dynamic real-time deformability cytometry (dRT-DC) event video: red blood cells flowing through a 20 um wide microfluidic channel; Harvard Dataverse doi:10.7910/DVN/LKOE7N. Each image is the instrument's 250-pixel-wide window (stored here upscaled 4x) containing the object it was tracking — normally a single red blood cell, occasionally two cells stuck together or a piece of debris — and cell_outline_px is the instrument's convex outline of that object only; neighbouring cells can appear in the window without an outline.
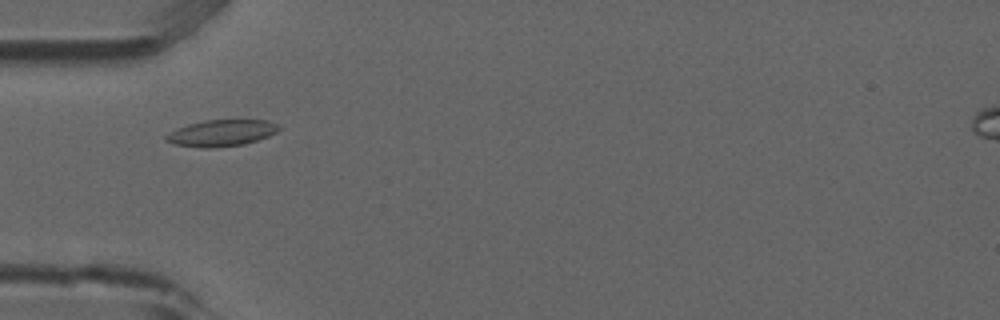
{"species": "common noctule bat (a hibernating species)", "species_latin": "Nyctalus noctula", "temperature_condition": "room temperature", "stored_images_in_passage": 3, "camera_frame_rate_fps": 3000, "um_per_image_px": 0.085, "animal": {"sex": "male", "forearm_length_mm": 52.5}, "frame": {"image": 1, "passage_image": 1, "time_ms": 0.0, "image_size_px": [1000, 320], "cell_outline_px": [[280, 128], [276, 132], [268, 136], [244, 144], [212, 148], [204, 148], [176, 144], [164, 140], [164, 136], [168, 132], [176, 128], [188, 124], [204, 120], [268, 120], [276, 124]], "centroid_in_image_um": [18.78, 11.3], "position_along_channel_um": 66.2, "area_um2": 17.34}}
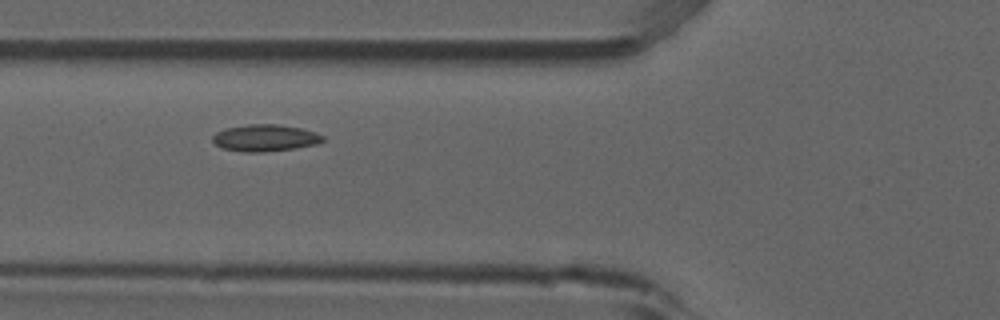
{"frame": {"image": 2, "passage_image": 2, "time_ms": 0.333, "image_size_px": [1000, 320], "cell_outline_px": [[324, 140], [316, 144], [296, 148], [264, 152], [244, 152], [224, 148], [216, 144], [212, 140], [212, 136], [216, 132], [228, 128], [248, 124], [276, 124], [300, 128], [324, 136]], "centroid_in_image_um": [22.52, 11.73], "position_along_channel_um": 103.3, "area_um2": 16.99}}
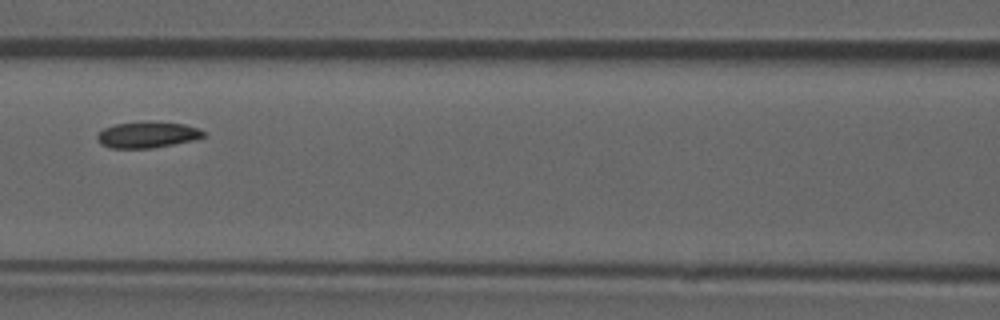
{"frame": {"image": 3, "passage_image": 3, "time_ms": 0.667, "image_size_px": [1000, 320], "cell_outline_px": [[204, 136], [192, 140], [152, 148], [112, 148], [100, 144], [96, 140], [96, 136], [104, 128], [116, 124], [144, 120], [184, 124], [200, 128], [204, 132]], "centroid_in_image_um": [12.5, 11.44], "position_along_channel_um": 154.1, "area_um2": 16.3}}